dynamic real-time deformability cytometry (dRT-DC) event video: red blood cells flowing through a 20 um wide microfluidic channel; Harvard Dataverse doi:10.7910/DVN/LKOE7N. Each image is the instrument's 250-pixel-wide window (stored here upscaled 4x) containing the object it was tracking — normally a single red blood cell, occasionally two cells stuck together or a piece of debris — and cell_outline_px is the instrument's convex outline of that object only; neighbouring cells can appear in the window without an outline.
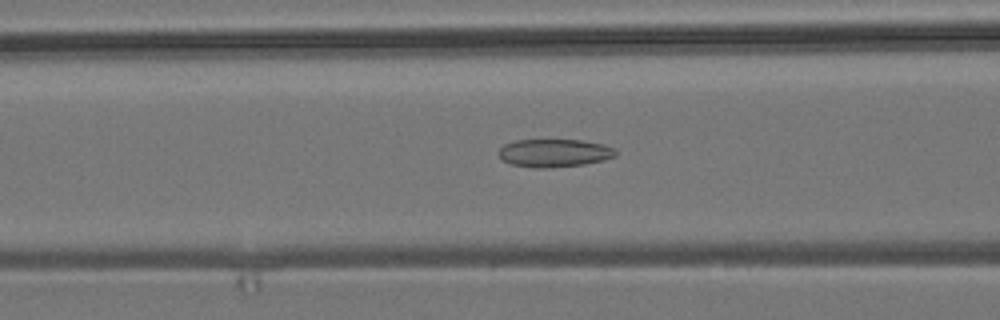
{"species": "common noctule bat (a hibernating species)", "species_latin": "Nyctalus noctula", "temperature_condition": "room temperature", "stored_images_in_passage": 51, "camera_frame_rate_fps": 3000, "um_per_image_px": 0.085, "animal": {"sex": "male", "body_mass_g": 19.2, "forearm_length_mm": 51.8}, "frame": {"image": 1, "passage_image": 19, "time_ms": 6.0, "image_size_px": [1000, 320], "cell_outline_px": [[616, 156], [604, 160], [584, 164], [552, 168], [536, 168], [512, 164], [500, 160], [496, 152], [504, 144], [516, 140], [580, 140], [604, 144], [616, 148]], "centroid_in_image_um": [47.09, 13.01], "position_along_channel_um": 119.5, "area_um2": 19.36}}
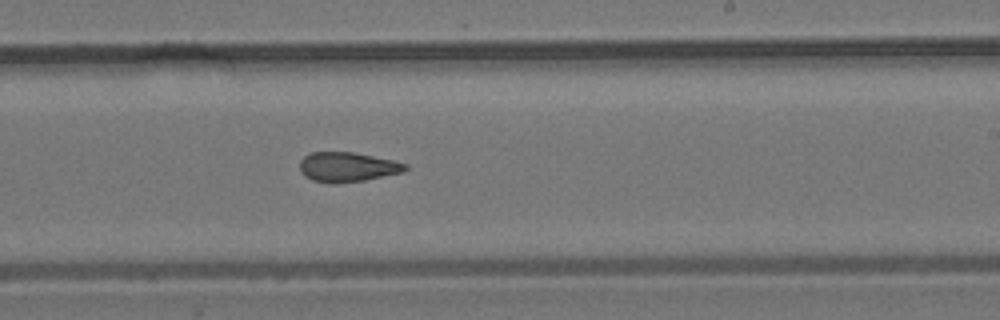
{"frame": {"image": 2, "passage_image": 30, "time_ms": 9.667, "image_size_px": [1000, 320], "cell_outline_px": [[408, 168], [404, 172], [364, 180], [336, 184], [328, 184], [312, 180], [304, 176], [300, 172], [300, 160], [304, 156], [312, 152], [352, 152], [392, 160], [408, 164]], "centroid_in_image_um": [29.5, 14.21], "position_along_channel_um": 259.5, "area_um2": 18.38}}
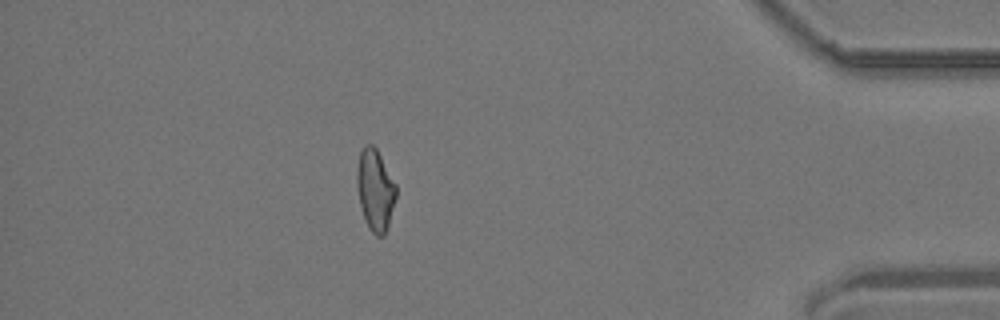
{"frame": {"image": 3, "passage_image": 45, "time_ms": 14.667, "image_size_px": [1000, 320], "cell_outline_px": [[396, 196], [388, 224], [384, 236], [376, 236], [368, 228], [364, 220], [360, 204], [356, 184], [356, 172], [360, 152], [364, 144], [372, 144], [376, 148], [396, 184]], "centroid_in_image_um": [31.87, 16.14], "position_along_channel_um": 403.3, "area_um2": 18.55}, "authors_computed_cell_mechanics": {"area_um2": 18.9006, "velocity_mm_per_s": 3.8129, "shape_relaxation_time_tau1_ms": null, "shape_relaxation_time_tau2_ms": 2.5964, "deformation_change_tau1": null, "deformation_change_tau2": 0.1026}}